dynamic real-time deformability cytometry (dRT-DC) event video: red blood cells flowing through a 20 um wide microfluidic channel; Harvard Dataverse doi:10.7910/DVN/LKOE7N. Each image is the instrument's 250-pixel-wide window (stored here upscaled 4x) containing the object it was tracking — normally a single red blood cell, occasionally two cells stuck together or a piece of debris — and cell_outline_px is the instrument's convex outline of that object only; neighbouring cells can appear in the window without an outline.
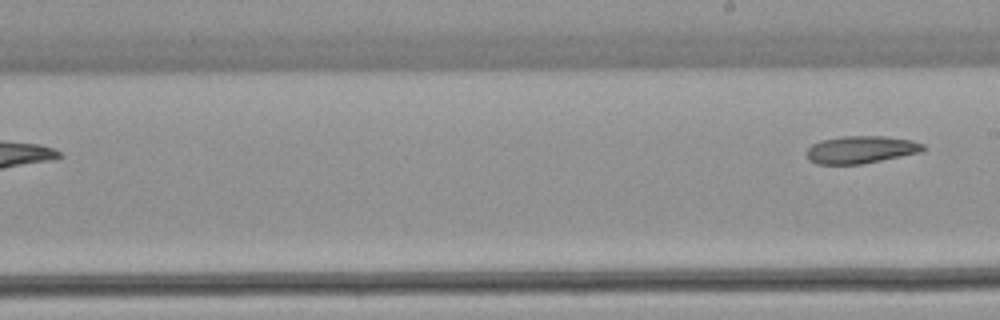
{"species": "common noctule bat (a hibernating species)", "species_latin": "Nyctalus noctula", "temperature_condition": "warm", "stored_images_in_passage": 6, "segment_of_instrument_passage": [2, 2], "camera_frame_rate_fps": 3000, "um_per_image_px": 0.085, "animal": {"sex": "female", "body_mass_g": 22.7, "forearm_length_mm": 54.2}, "frame": {"image": 1, "passage_image": 6, "time_ms": 6.0, "image_size_px": [1000, 320], "cell_outline_px": [[928, 148], [920, 152], [860, 164], [816, 164], [808, 160], [808, 148], [812, 144], [820, 140], [840, 136], [884, 136], [912, 140], [924, 144]], "centroid_in_image_um": [73.18, 12.71], "position_along_channel_um": 215.8, "area_um2": 18.61}}